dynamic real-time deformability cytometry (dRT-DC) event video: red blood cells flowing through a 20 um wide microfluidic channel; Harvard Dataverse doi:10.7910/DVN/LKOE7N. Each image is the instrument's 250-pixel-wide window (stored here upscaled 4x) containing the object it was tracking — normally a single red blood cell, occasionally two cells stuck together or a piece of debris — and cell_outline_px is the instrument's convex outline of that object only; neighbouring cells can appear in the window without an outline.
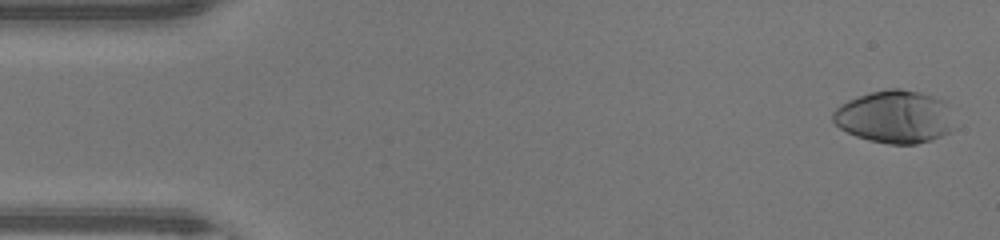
{"species": "human", "species_latin": "Homo sapiens", "temperature_condition": "warm", "stored_images_in_passage": 48, "camera_frame_rate_fps": 3000, "um_per_image_px": 0.085, "donor": {"sex": "male"}, "frame": {"image": 1, "passage_image": 2, "time_ms": 0.333, "image_size_px": [1000, 240], "cell_outline_px": [[956, 128], [932, 140], [916, 144], [888, 144], [868, 140], [856, 136], [840, 128], [832, 120], [832, 112], [840, 104], [848, 100], [872, 92], [888, 88], [900, 88], [920, 92], [944, 100]], "centroid_in_image_um": [76.06, 9.93], "position_along_channel_um": 8.9, "area_um2": 37.34}}
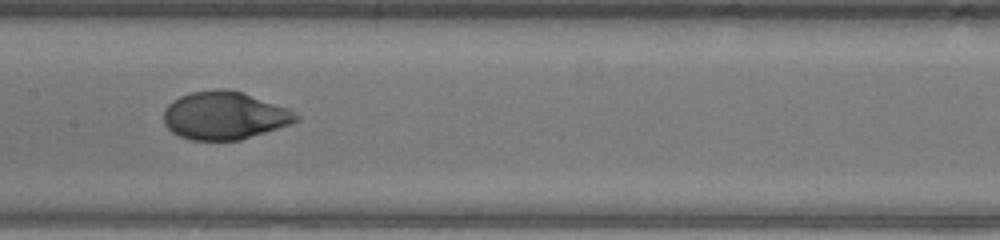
{"frame": {"image": 2, "passage_image": 24, "time_ms": 7.667, "image_size_px": [1000, 240], "cell_outline_px": [[300, 120], [292, 124], [240, 140], [192, 140], [180, 136], [172, 132], [164, 124], [164, 108], [172, 100], [180, 96], [192, 92], [220, 88], [228, 88], [288, 108], [300, 116]], "centroid_in_image_um": [19.08, 9.82], "position_along_channel_um": 188.3, "area_um2": 36.99}}
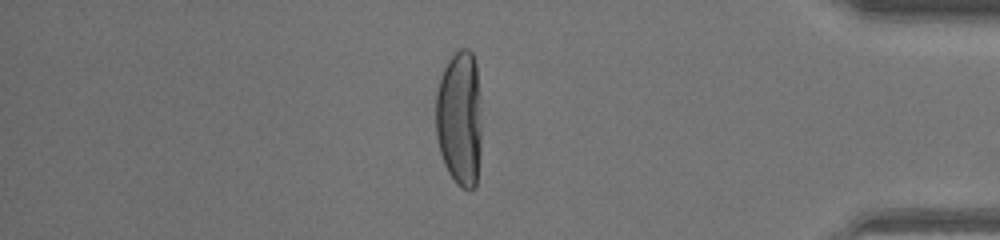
{"frame": {"image": 3, "passage_image": 41, "time_ms": 13.333, "image_size_px": [1000, 240], "cell_outline_px": [[480, 152], [476, 188], [472, 192], [468, 192], [460, 188], [456, 184], [448, 172], [444, 164], [440, 152], [436, 136], [436, 92], [444, 68], [448, 60], [460, 48], [468, 48], [472, 52], [476, 64], [480, 128]], "centroid_in_image_um": [39.05, 10.15], "position_along_channel_um": 396.1, "area_um2": 36.36}, "authors_computed_cell_mechanics": {"area_um2": 37.1943, "velocity_mm_per_s": 4.3237, "shape_relaxation_time_tau1_ms": 4.6293, "shape_relaxation_time_tau2_ms": null, "deformation_change_tau1": 0.2892, "deformation_change_tau2": null}}